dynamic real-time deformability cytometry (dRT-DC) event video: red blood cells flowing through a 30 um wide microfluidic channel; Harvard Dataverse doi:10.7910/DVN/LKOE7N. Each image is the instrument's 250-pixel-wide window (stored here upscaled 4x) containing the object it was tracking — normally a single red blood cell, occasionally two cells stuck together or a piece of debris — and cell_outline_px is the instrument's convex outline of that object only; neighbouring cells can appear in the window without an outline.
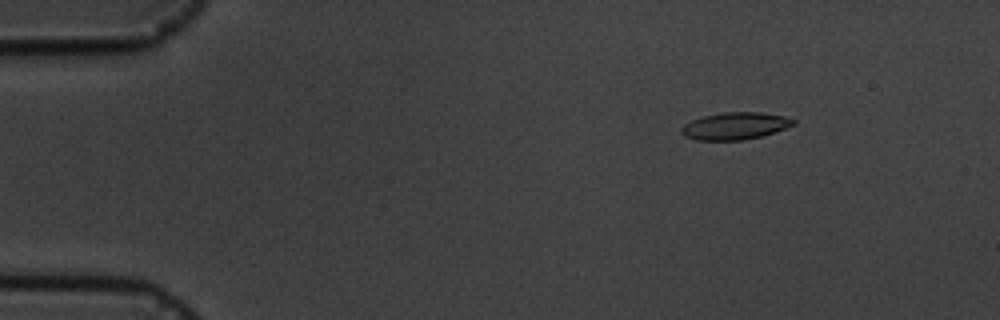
{"species": "common noctule bat (a hibernating species)", "species_latin": "Nyctalus noctula", "temperature_condition": "cold", "stored_images_in_passage": 9, "camera_frame_rate_fps": 3000, "um_per_image_px": 0.085, "animal": {"sex": "male", "body_mass_g": 19.5, "forearm_length_mm": 54.6}, "frame": {"image": 1, "passage_image": 3, "time_ms": 2.333, "image_size_px": [1000, 320], "cell_outline_px": [[796, 124], [760, 136], [744, 140], [696, 140], [684, 136], [680, 132], [680, 128], [684, 124], [692, 120], [704, 116], [724, 112], [760, 112], [784, 116], [796, 120]], "centroid_in_image_um": [62.45, 10.7], "position_along_channel_um": 22.6, "area_um2": 17.63}}
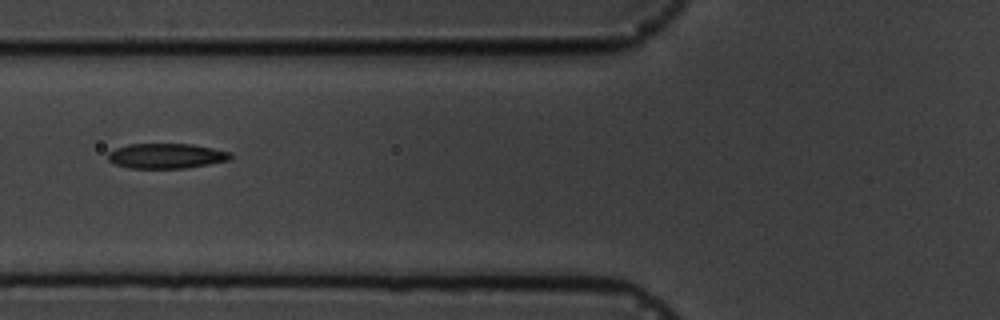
{"frame": {"image": 2, "passage_image": 7, "time_ms": 7.0, "image_size_px": [1000, 320], "cell_outline_px": [[232, 160], [188, 168], [132, 168], [116, 164], [108, 160], [108, 152], [116, 148], [128, 144], [192, 144], [232, 152]], "centroid_in_image_um": [14.19, 13.25], "position_along_channel_um": 111.6, "area_um2": 17.98}}
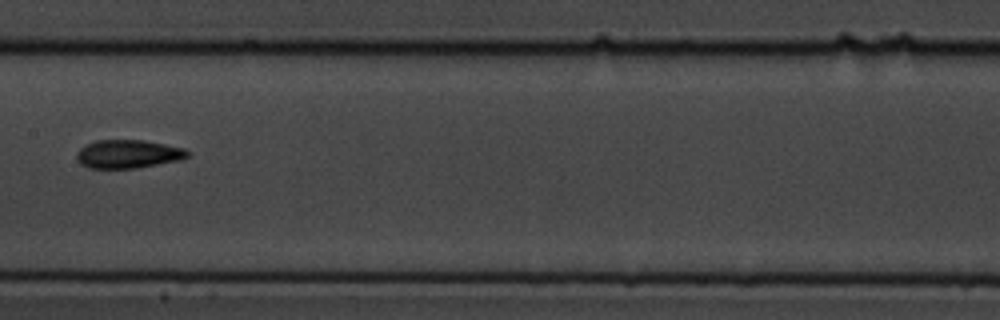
{"frame": {"image": 3, "passage_image": 9, "time_ms": 9.333, "image_size_px": [1000, 320], "cell_outline_px": [[188, 156], [180, 160], [136, 168], [88, 168], [80, 164], [76, 160], [76, 152], [80, 148], [96, 140], [144, 140], [184, 148], [188, 152]], "centroid_in_image_um": [10.85, 13.09], "position_along_channel_um": 196.6, "area_um2": 18.32}}